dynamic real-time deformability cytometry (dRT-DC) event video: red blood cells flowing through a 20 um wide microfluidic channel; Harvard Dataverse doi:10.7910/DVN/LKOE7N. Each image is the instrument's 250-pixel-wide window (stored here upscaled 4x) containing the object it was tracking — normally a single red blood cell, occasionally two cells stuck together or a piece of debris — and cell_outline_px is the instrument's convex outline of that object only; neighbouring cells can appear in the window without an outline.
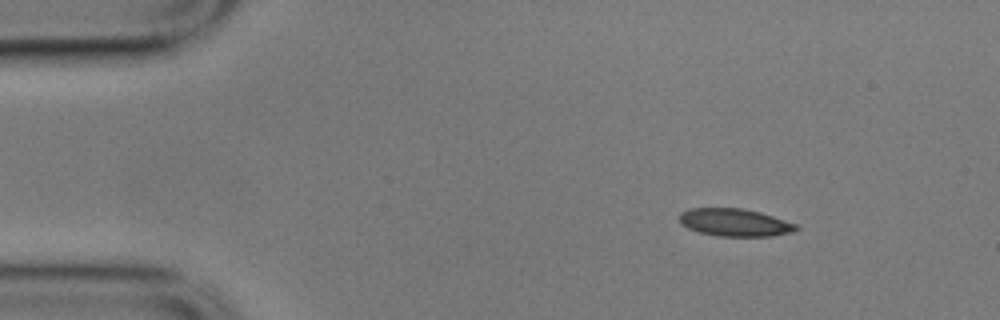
{"species": "common noctule bat (a hibernating species)", "species_latin": "Nyctalus noctula", "temperature_condition": "cold", "stored_images_in_passage": 51, "camera_frame_rate_fps": 3000, "um_per_image_px": 0.085, "animal": {"sex": "male", "body_mass_g": 17.9}, "frame": {"image": 1, "passage_image": 1, "time_ms": 0.0, "image_size_px": [1000, 320], "cell_outline_px": [[800, 228], [792, 232], [772, 236], [716, 236], [700, 232], [688, 228], [680, 224], [680, 212], [688, 208], [740, 208], [760, 212], [800, 224]], "centroid_in_image_um": [62.49, 18.91], "position_along_channel_um": 22.5, "area_um2": 19.02}}
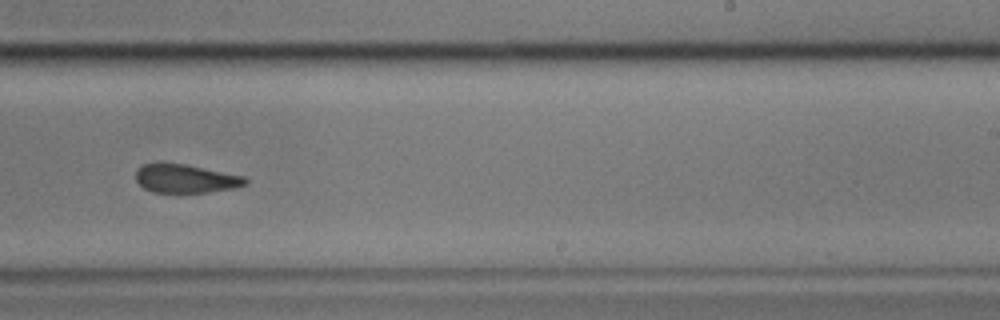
{"frame": {"image": 2, "passage_image": 29, "time_ms": 9.333, "image_size_px": [1000, 320], "cell_outline_px": [[248, 184], [236, 188], [180, 196], [152, 192], [144, 188], [136, 180], [136, 168], [144, 164], [160, 160], [164, 160], [244, 176], [248, 180]], "centroid_in_image_um": [15.72, 15.2], "position_along_channel_um": 273.3, "area_um2": 19.48}}
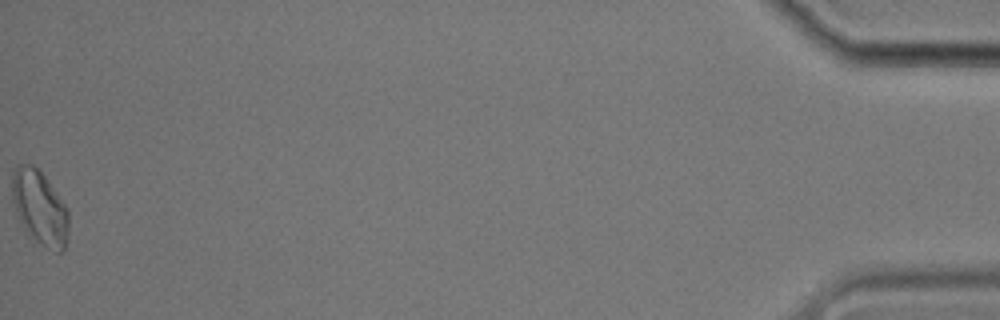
{"frame": {"image": 3, "passage_image": 51, "time_ms": 16.667, "image_size_px": [1000, 320], "cell_outline_px": [[68, 240], [64, 252], [56, 252], [48, 248], [36, 240], [24, 228], [12, 204], [12, 168], [16, 164], [32, 164], [44, 176], [68, 208]], "centroid_in_image_um": [3.38, 17.64], "position_along_channel_um": 431.8, "area_um2": 24.51}, "authors_computed_cell_mechanics": {"area_um2": 19.8832, "velocity_mm_per_s": 3.4987, "shape_relaxation_time_tau1_ms": 2.8394, "shape_relaxation_time_tau2_ms": 2.3106, "deformation_change_tau1": 0.1027, "deformation_change_tau2": 0.104}}